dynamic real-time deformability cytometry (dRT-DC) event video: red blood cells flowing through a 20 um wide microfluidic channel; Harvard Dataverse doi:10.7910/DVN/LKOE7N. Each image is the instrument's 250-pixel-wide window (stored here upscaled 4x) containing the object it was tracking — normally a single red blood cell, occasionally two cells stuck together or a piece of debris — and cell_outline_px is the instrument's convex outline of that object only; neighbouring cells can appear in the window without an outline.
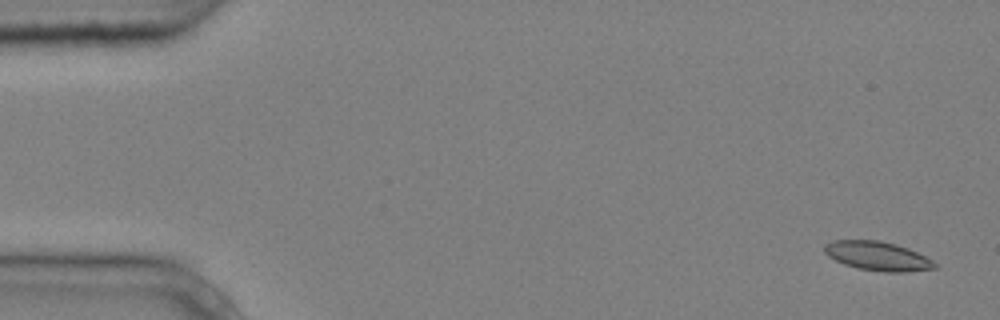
{"species": "common noctule bat (a hibernating species)", "species_latin": "Nyctalus noctula", "temperature_condition": "cold", "stored_images_in_passage": 4, "camera_frame_rate_fps": 3000, "um_per_image_px": 0.085, "animal": {"sex": "male", "body_mass_g": 20.4}, "frame": {"image": 1, "passage_image": 1, "time_ms": 0.0, "image_size_px": [1000, 320], "cell_outline_px": [[936, 268], [904, 272], [884, 272], [856, 268], [844, 264], [828, 256], [824, 252], [824, 244], [832, 240], [880, 240], [896, 244], [908, 248], [932, 260], [936, 264]], "centroid_in_image_um": [74.56, 21.76], "position_along_channel_um": 10.4, "area_um2": 18.67}}